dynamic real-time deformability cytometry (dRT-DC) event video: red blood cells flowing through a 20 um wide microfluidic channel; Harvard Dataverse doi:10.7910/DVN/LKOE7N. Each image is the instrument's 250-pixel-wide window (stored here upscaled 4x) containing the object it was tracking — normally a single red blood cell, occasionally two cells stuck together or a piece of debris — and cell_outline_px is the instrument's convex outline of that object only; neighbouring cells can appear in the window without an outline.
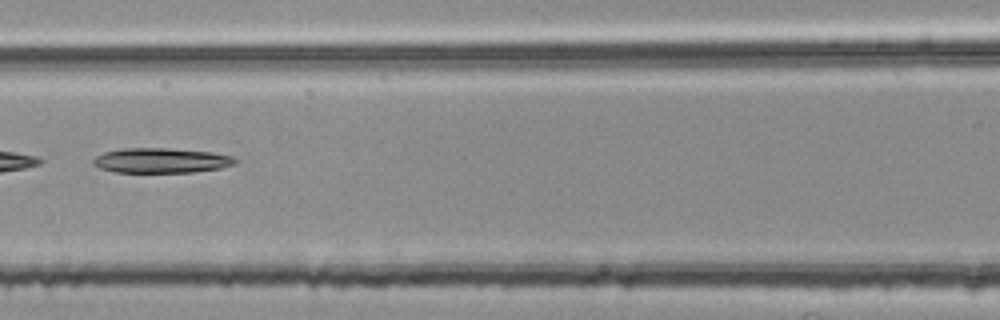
{"species": "common noctule bat (a hibernating species)", "species_latin": "Nyctalus noctula", "temperature_condition": "room temperature", "stored_images_in_passage": 40, "camera_frame_rate_fps": 3000, "um_per_image_px": 0.085, "animal": {"sex": "female", "body_mass_g": 25.1}, "frame": {"image": 1, "passage_image": 24, "time_ms": 7.667, "image_size_px": [1000, 320], "cell_outline_px": [[236, 164], [220, 168], [192, 172], [116, 172], [100, 168], [92, 164], [92, 160], [96, 156], [104, 152], [120, 148], [164, 148], [212, 152], [232, 156], [236, 160]], "centroid_in_image_um": [13.67, 13.64], "position_along_channel_um": 152.9, "area_um2": 20.58}}
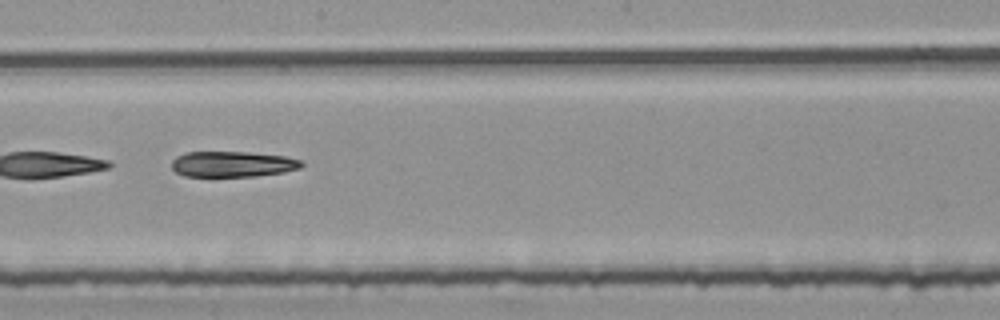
{"frame": {"image": 2, "passage_image": 30, "time_ms": 9.667, "image_size_px": [1000, 320], "cell_outline_px": [[304, 164], [300, 168], [284, 172], [256, 176], [184, 176], [176, 172], [172, 168], [172, 160], [176, 156], [184, 152], [248, 152], [284, 156], [304, 160]], "centroid_in_image_um": [19.78, 13.94], "position_along_channel_um": 228.4, "area_um2": 19.54}}
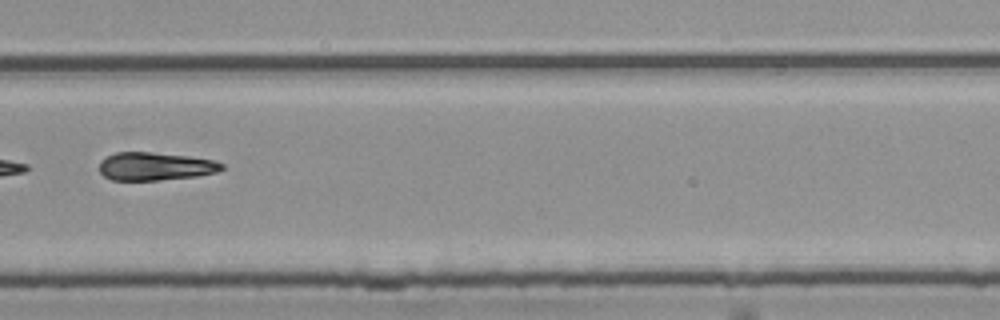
{"frame": {"image": 3, "passage_image": 37, "time_ms": 12.0, "image_size_px": [1000, 320], "cell_outline_px": [[224, 168], [216, 172], [196, 176], [160, 180], [112, 180], [104, 176], [100, 172], [100, 160], [116, 152], [152, 152], [188, 156], [216, 160], [224, 164]], "centroid_in_image_um": [13.21, 14.13], "position_along_channel_um": 316.6, "area_um2": 20.06}}